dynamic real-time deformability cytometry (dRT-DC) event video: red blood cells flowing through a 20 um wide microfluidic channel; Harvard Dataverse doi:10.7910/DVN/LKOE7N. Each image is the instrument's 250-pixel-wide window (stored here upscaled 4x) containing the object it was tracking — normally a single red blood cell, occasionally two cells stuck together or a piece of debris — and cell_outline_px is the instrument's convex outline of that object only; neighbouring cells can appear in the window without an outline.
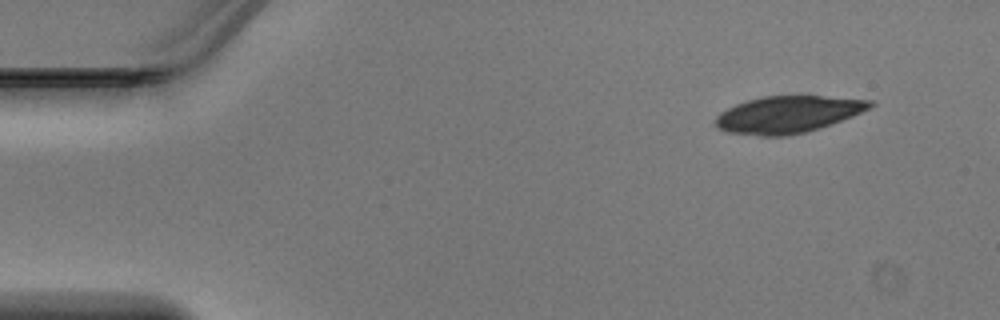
{"species": "Egyptian fruit bat (a non-hibernating species)", "species_latin": "Rousettus aegyptiacus", "temperature_condition": "warm", "stored_images_in_passage": 7, "camera_frame_rate_fps": 3000, "um_per_image_px": 0.085, "animal": {"sex": "male"}, "frame": {"image": 1, "passage_image": 1, "time_ms": 0.0, "image_size_px": [1000, 320], "cell_outline_px": [[876, 104], [852, 116], [820, 128], [804, 132], [784, 136], [760, 136], [728, 132], [716, 128], [716, 116], [720, 112], [736, 104], [748, 100], [764, 96], [824, 96], [872, 100]], "centroid_in_image_um": [66.95, 9.73], "position_along_channel_um": 18.0, "area_um2": 33.0}}